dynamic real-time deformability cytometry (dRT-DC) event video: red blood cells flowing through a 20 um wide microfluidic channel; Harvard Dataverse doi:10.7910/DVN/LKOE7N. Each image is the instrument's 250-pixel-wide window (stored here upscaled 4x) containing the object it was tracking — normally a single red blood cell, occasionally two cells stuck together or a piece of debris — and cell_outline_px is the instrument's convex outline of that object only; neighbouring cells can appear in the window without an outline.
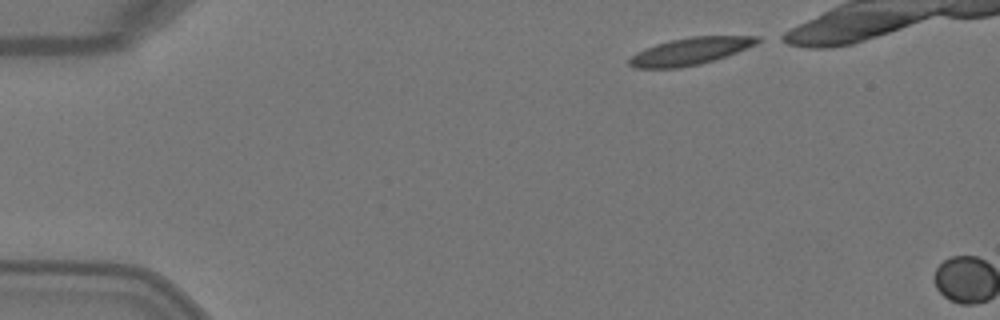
{"species": "Egyptian fruit bat (a non-hibernating species)", "species_latin": "Rousettus aegyptiacus", "temperature_condition": "warm", "stored_images_in_passage": 2, "camera_frame_rate_fps": 3000, "um_per_image_px": 0.085, "animal": {"sex": "female"}, "frame": {"image": 1, "passage_image": 1, "time_ms": 0.0, "image_size_px": [1000, 320], "cell_outline_px": [[764, 40], [756, 44], [736, 52], [700, 64], [676, 68], [636, 68], [628, 64], [628, 60], [636, 52], [644, 48], [656, 44], [672, 40], [692, 36], [760, 36]], "centroid_in_image_um": [58.67, 4.35], "position_along_channel_um": 26.3, "area_um2": 20.11}}